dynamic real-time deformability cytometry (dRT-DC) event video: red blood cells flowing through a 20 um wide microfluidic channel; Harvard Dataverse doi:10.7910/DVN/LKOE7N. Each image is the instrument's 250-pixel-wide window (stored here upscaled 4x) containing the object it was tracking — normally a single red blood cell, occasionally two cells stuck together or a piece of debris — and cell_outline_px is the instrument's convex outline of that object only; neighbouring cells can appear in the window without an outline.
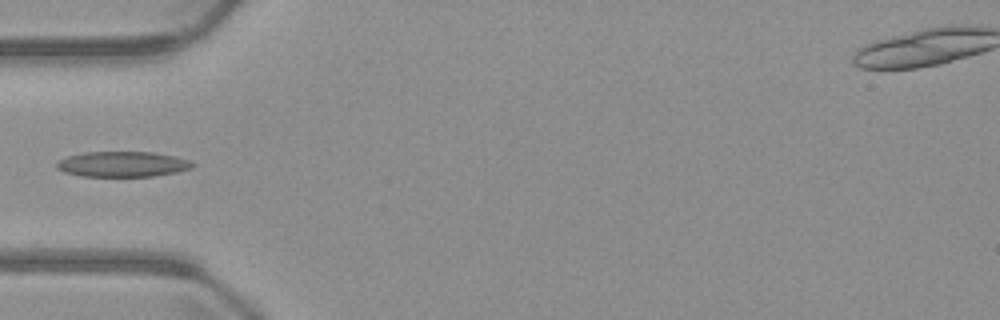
{"species": "common noctule bat (a hibernating species)", "species_latin": "Nyctalus noctula", "temperature_condition": "warm", "stored_images_in_passage": 2, "camera_frame_rate_fps": 3000, "um_per_image_px": 0.085, "animal": {"sex": "male", "body_mass_g": 23.1, "forearm_length_mm": 52.7}, "frame": {"image": 1, "passage_image": 1, "time_ms": 0.0, "image_size_px": [1000, 320], "cell_outline_px": [[196, 164], [192, 168], [176, 172], [152, 176], [80, 176], [64, 172], [56, 168], [56, 164], [60, 160], [68, 156], [84, 152], [152, 152], [172, 156], [188, 160]], "centroid_in_image_um": [10.4, 13.95], "position_along_channel_um": 74.6, "area_um2": 19.94}}
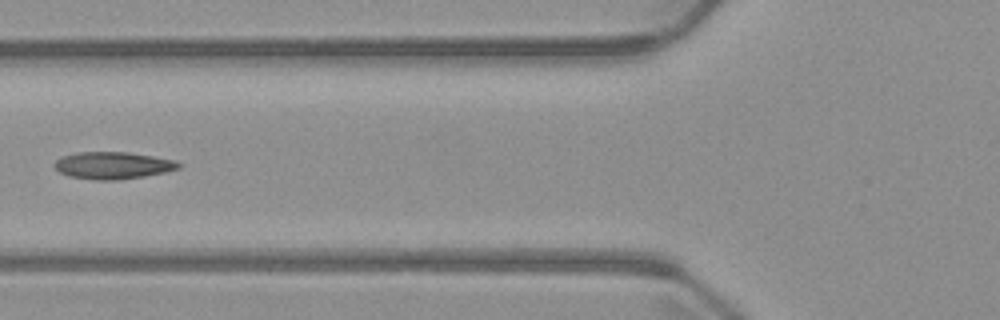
{"frame": {"image": 2, "passage_image": 2, "time_ms": 1.0, "image_size_px": [1000, 320], "cell_outline_px": [[180, 168], [164, 172], [144, 176], [116, 180], [92, 180], [68, 176], [60, 172], [52, 164], [56, 160], [64, 156], [76, 152], [128, 152], [176, 160], [180, 164]], "centroid_in_image_um": [9.57, 14.06], "position_along_channel_um": 116.2, "area_um2": 19.59}}